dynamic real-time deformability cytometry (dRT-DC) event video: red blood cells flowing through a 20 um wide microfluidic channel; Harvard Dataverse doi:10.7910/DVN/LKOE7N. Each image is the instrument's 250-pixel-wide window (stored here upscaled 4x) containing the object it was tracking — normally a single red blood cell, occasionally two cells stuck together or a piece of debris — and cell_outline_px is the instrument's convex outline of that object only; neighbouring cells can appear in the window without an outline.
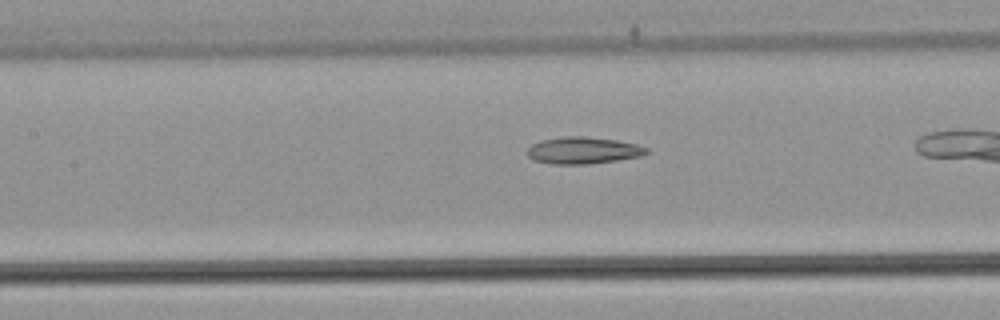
{"species": "common noctule bat (a hibernating species)", "species_latin": "Nyctalus noctula", "temperature_condition": "warm", "stored_images_in_passage": 31, "camera_frame_rate_fps": 3000, "um_per_image_px": 0.085, "animal": {"sex": "male", "body_mass_g": 21.5, "forearm_length_mm": 52.0}, "frame": {"image": 1, "passage_image": 14, "time_ms": 4.333, "image_size_px": [1000, 320], "cell_outline_px": [[652, 152], [640, 156], [616, 160], [588, 164], [552, 164], [532, 160], [528, 156], [528, 148], [532, 144], [540, 140], [564, 136], [584, 136], [616, 140], [636, 144], [648, 148]], "centroid_in_image_um": [49.56, 12.78], "position_along_channel_um": 157.8, "area_um2": 18.73}}
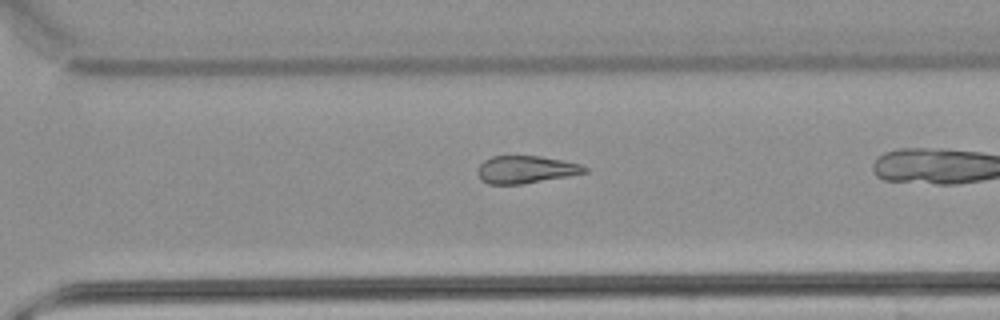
{"frame": {"image": 2, "passage_image": 27, "time_ms": 8.667, "image_size_px": [1000, 320], "cell_outline_px": [[588, 172], [568, 176], [520, 184], [488, 184], [480, 180], [476, 172], [476, 168], [484, 160], [492, 156], [540, 156], [564, 160], [580, 164], [588, 168]], "centroid_in_image_um": [44.66, 14.4], "position_along_channel_um": 325.9, "area_um2": 17.28}}